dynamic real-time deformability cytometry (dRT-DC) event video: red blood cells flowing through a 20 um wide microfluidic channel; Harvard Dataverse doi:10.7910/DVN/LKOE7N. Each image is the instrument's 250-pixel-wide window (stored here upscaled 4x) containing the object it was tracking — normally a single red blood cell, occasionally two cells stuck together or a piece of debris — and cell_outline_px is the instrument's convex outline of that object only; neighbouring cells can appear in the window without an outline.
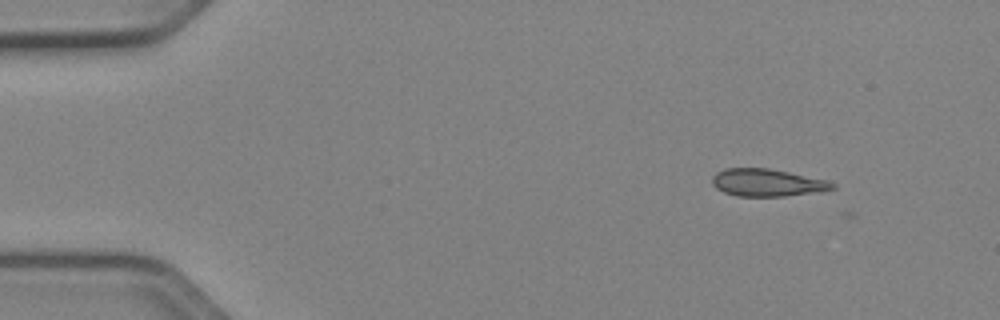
{"species": "Egyptian fruit bat (a non-hibernating species)", "species_latin": "Rousettus aegyptiacus", "temperature_condition": "cold", "stored_images_in_passage": 2, "camera_frame_rate_fps": 3000, "um_per_image_px": 0.085, "animal": {"sex": "female"}, "frame": {"image": 1, "passage_image": 1, "time_ms": 0.0, "image_size_px": [1000, 320], "cell_outline_px": [[836, 188], [784, 196], [736, 196], [724, 192], [716, 188], [712, 184], [712, 176], [716, 172], [724, 168], [768, 168], [828, 180], [836, 184]], "centroid_in_image_um": [65.16, 15.51], "position_along_channel_um": 19.8, "area_um2": 19.07}}